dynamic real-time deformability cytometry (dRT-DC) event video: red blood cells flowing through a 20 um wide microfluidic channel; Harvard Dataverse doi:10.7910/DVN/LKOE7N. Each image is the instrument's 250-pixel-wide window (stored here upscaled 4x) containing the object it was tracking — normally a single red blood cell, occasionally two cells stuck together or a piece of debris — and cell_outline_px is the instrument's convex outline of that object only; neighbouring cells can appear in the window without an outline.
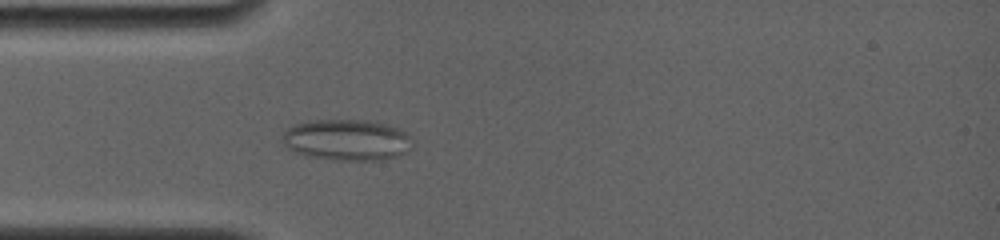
{"species": "common noctule bat (a hibernating species)", "species_latin": "Nyctalus noctula", "temperature_condition": "room temperature", "stored_images_in_passage": 66, "camera_frame_rate_fps": 4000, "um_per_image_px": 0.085, "animal": {"sex": "female", "body_mass_g": 19.0, "forearm_length_mm": 56.7}, "frame": {"image": 1, "passage_image": 15, "time_ms": 4.5, "image_size_px": [1000, 240], "cell_outline_px": [[412, 140], [404, 152], [400, 156], [384, 160], [336, 160], [308, 156], [296, 152], [288, 148], [280, 140], [284, 132], [292, 124], [316, 120], [368, 120], [384, 124], [396, 128], [404, 132]], "centroid_in_image_um": [29.42, 11.9], "position_along_channel_um": 55.6, "area_um2": 30.98}}
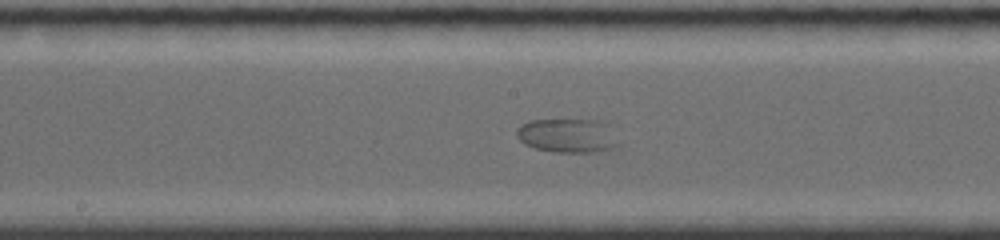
{"frame": {"image": 2, "passage_image": 30, "time_ms": 8.5, "image_size_px": [1000, 240], "cell_outline_px": [[620, 144], [612, 148], [596, 152], [552, 152], [536, 148], [524, 144], [516, 136], [516, 128], [520, 124], [528, 120], [596, 120]], "centroid_in_image_um": [48.09, 11.54], "position_along_channel_um": 200.1, "area_um2": 19.65}}
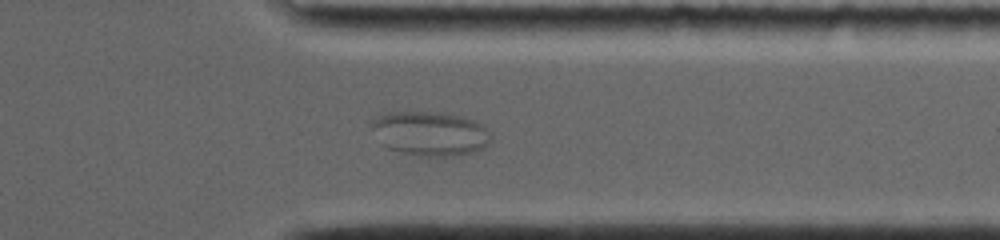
{"frame": {"image": 3, "passage_image": 51, "time_ms": 13.25, "image_size_px": [1000, 240], "cell_outline_px": [[492, 140], [484, 148], [476, 152], [460, 156], [420, 156], [388, 148], [380, 144], [372, 128], [372, 120], [380, 116], [392, 112], [448, 112], [476, 120], [484, 124], [488, 128], [492, 136]], "centroid_in_image_um": [36.65, 11.35], "position_along_channel_um": 374.7, "area_um2": 31.33}}